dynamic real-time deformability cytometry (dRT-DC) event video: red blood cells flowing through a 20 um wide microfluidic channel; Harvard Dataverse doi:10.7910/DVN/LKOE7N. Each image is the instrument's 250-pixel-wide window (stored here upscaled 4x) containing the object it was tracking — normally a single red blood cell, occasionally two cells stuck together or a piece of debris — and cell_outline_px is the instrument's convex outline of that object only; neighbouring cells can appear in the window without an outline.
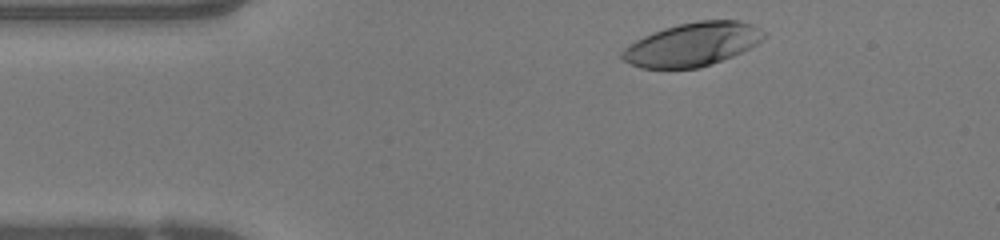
{"species": "human", "species_latin": "Homo sapiens", "temperature_condition": "warm", "stored_images_in_passage": 43, "camera_frame_rate_fps": 3000, "um_per_image_px": 0.085, "donor": {"sex": "female"}, "frame": {"image": 1, "passage_image": 2, "time_ms": 0.333, "image_size_px": [1000, 240], "cell_outline_px": [[764, 36], [756, 44], [732, 56], [712, 64], [700, 68], [640, 68], [624, 60], [620, 56], [620, 52], [628, 44], [652, 32], [664, 28], [680, 24], [700, 20], [740, 20], [752, 24], [764, 32]], "centroid_in_image_um": [58.82, 3.77], "position_along_channel_um": 26.2, "area_um2": 35.66}}
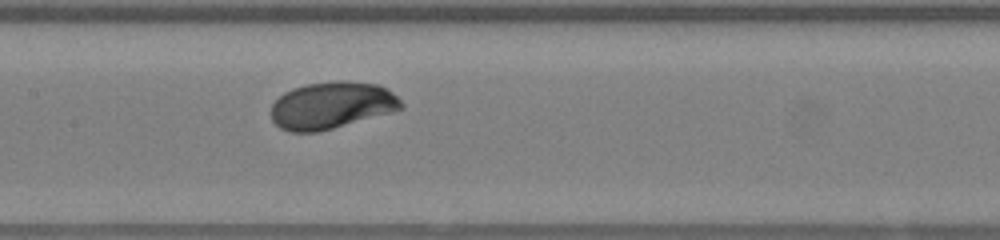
{"frame": {"image": 2, "passage_image": 17, "time_ms": 5.333, "image_size_px": [1000, 240], "cell_outline_px": [[404, 108], [332, 128], [316, 132], [288, 132], [280, 128], [272, 120], [272, 104], [284, 92], [292, 88], [304, 84], [336, 80], [344, 80], [376, 84], [388, 88], [404, 104]], "centroid_in_image_um": [28.17, 8.93], "position_along_channel_um": 179.2, "area_um2": 35.55}}
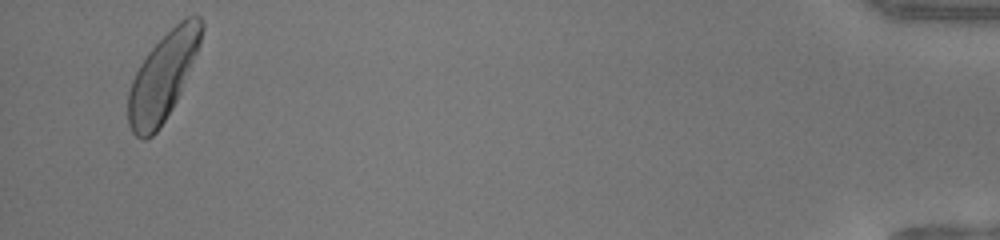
{"frame": {"image": 3, "passage_image": 41, "time_ms": 13.333, "image_size_px": [1000, 240], "cell_outline_px": [[204, 28], [200, 44], [180, 92], [172, 108], [160, 128], [152, 136], [144, 140], [136, 136], [132, 132], [128, 124], [128, 92], [132, 80], [140, 64], [148, 52], [184, 16], [200, 16], [204, 24]], "centroid_in_image_um": [13.83, 6.53], "position_along_channel_um": 421.4, "area_um2": 36.76}, "authors_computed_cell_mechanics": {"area_um2": 35.3158, "velocity_mm_per_s": 4.1645, "shape_relaxation_time_tau1_ms": 2.0647, "shape_relaxation_time_tau2_ms": null, "deformation_change_tau1": 0.1453, "deformation_change_tau2": null}}